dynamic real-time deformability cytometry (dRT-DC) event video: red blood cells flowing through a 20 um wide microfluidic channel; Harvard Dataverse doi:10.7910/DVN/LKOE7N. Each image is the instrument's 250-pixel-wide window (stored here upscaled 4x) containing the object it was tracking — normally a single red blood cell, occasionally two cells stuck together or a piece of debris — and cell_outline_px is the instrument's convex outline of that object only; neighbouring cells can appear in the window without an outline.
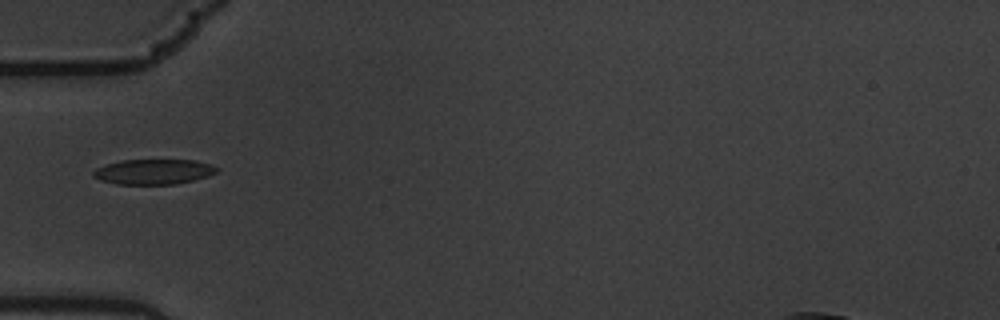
{"species": "common noctule bat (a hibernating species)", "species_latin": "Nyctalus noctula", "temperature_condition": "warm", "stored_images_in_passage": 6, "camera_frame_rate_fps": 3000, "um_per_image_px": 0.085, "animal": {"sex": "male", "body_mass_g": 19.5, "forearm_length_mm": 54.6}, "frame": {"image": 1, "passage_image": 1, "time_ms": 0.0, "image_size_px": [1000, 320], "cell_outline_px": [[220, 168], [216, 172], [208, 176], [176, 184], [116, 184], [100, 180], [92, 176], [92, 172], [96, 168], [108, 164], [124, 160], [196, 160], [212, 164]], "centroid_in_image_um": [13.07, 14.59], "position_along_channel_um": 71.9, "area_um2": 18.09}}
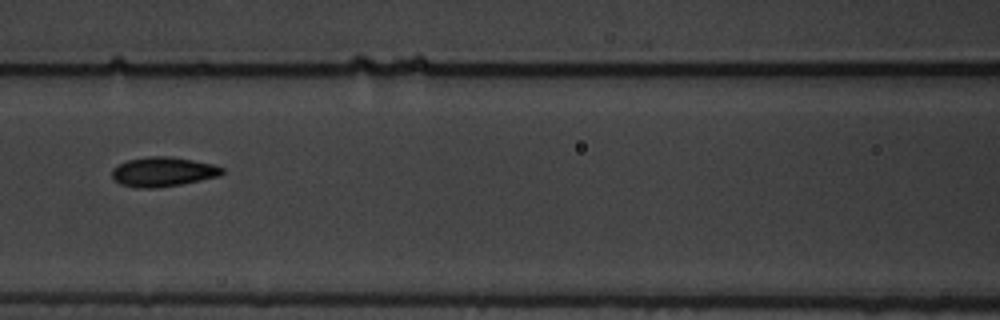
{"frame": {"image": 2, "passage_image": 3, "time_ms": 0.667, "image_size_px": [1000, 320], "cell_outline_px": [[224, 172], [220, 176], [180, 184], [152, 188], [136, 188], [120, 184], [112, 176], [112, 168], [128, 160], [148, 156], [168, 156], [216, 164], [224, 168]], "centroid_in_image_um": [13.88, 14.6], "position_along_channel_um": 152.7, "area_um2": 18.9}}
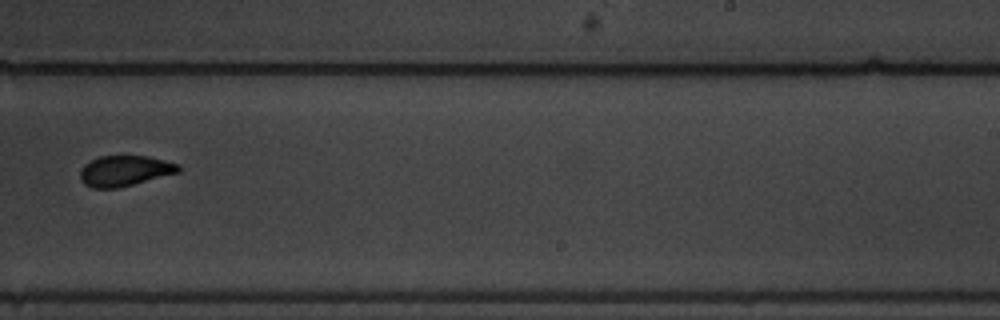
{"frame": {"image": 3, "passage_image": 6, "time_ms": 1.667, "image_size_px": [1000, 320], "cell_outline_px": [[180, 172], [116, 188], [92, 188], [84, 184], [80, 180], [80, 172], [84, 164], [100, 156], [148, 156], [180, 164]], "centroid_in_image_um": [10.59, 14.51], "position_along_channel_um": 278.4, "area_um2": 17.4}}